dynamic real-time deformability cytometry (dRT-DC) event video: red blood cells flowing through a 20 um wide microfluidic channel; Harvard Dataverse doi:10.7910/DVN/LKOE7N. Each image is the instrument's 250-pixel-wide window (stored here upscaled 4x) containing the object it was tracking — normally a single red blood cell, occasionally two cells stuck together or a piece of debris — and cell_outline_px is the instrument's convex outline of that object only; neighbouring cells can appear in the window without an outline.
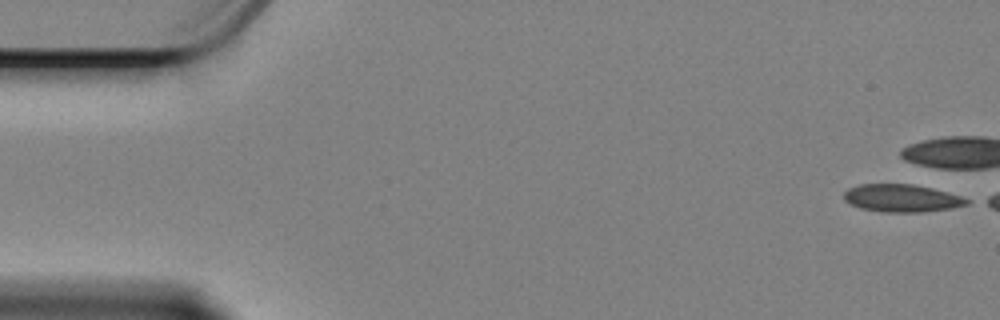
{"species": "Egyptian fruit bat (a non-hibernating species)", "species_latin": "Rousettus aegyptiacus", "temperature_condition": "cold", "stored_images_in_passage": 7, "camera_frame_rate_fps": 3000, "um_per_image_px": 0.085, "animal": {"sex": "female"}, "frame": {"image": 1, "passage_image": 1, "time_ms": 0.0, "image_size_px": [1000, 320], "cell_outline_px": [[968, 204], [948, 208], [920, 212], [884, 212], [860, 208], [848, 204], [844, 200], [844, 192], [848, 188], [860, 184], [912, 184], [932, 188], [948, 192], [960, 196], [968, 200]], "centroid_in_image_um": [76.58, 16.84], "position_along_channel_um": 8.4, "area_um2": 19.65}}